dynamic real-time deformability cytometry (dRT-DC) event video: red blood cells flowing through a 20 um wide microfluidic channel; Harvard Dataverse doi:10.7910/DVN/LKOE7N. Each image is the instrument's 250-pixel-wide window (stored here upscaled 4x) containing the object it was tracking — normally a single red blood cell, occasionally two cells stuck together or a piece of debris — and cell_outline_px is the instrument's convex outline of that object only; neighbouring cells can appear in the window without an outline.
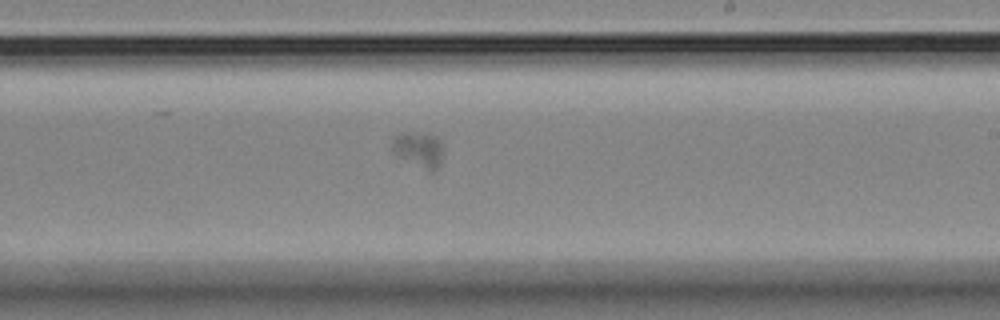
{"species": "Egyptian fruit bat (a non-hibernating species)", "species_latin": "Rousettus aegyptiacus", "temperature_condition": "room temperature", "stored_images_in_passage": 50, "camera_frame_rate_fps": 3000, "um_per_image_px": 0.085, "animal": {"sex": "female"}, "frame": {"image": 1, "passage_image": 28, "time_ms": 9.0, "image_size_px": [1000, 320], "cell_outline_px": [[444, 152], [436, 168], [432, 172], [428, 172], [400, 156], [392, 148], [392, 140], [400, 132], [408, 132], [436, 136]], "centroid_in_image_um": [35.6, 12.71], "position_along_channel_um": 253.4, "area_um2": 10.17}}
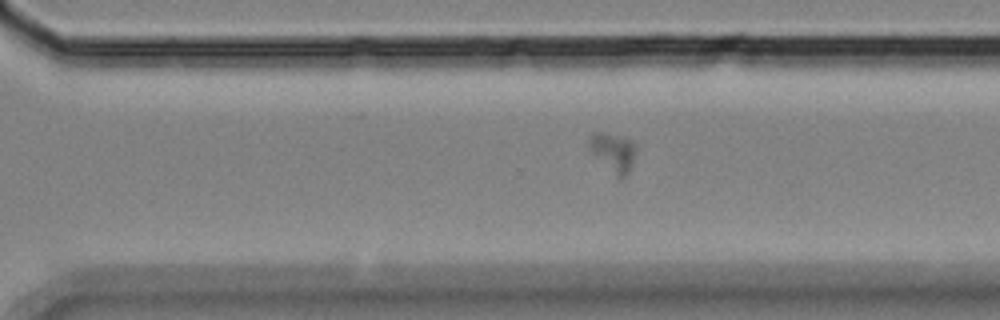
{"frame": {"image": 2, "passage_image": 34, "time_ms": 11.0, "image_size_px": [1000, 320], "cell_outline_px": [[636, 152], [628, 172], [620, 180], [588, 148], [588, 140], [592, 132], [604, 132], [632, 140], [636, 144]], "centroid_in_image_um": [52.12, 12.9], "position_along_channel_um": 318.5, "area_um2": 10.46}}